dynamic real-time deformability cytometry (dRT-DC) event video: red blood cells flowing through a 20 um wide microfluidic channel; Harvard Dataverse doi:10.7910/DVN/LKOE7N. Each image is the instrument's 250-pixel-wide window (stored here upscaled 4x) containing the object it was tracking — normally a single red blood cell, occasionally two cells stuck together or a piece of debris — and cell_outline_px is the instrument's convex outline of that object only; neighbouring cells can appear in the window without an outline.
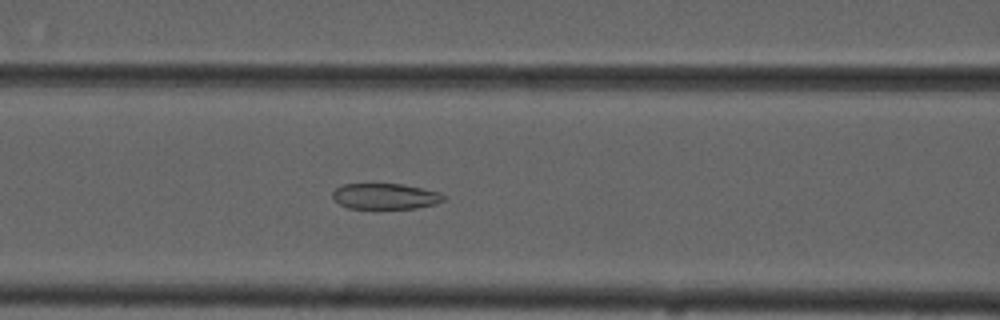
{"species": "common noctule bat (a hibernating species)", "species_latin": "Nyctalus noctula", "temperature_condition": "cold", "stored_images_in_passage": 56, "camera_frame_rate_fps": 3000, "um_per_image_px": 0.085, "animal": {"sex": "male", "forearm_length_mm": 52.5}, "frame": {"image": 1, "passage_image": 24, "time_ms": 7.667, "image_size_px": [1000, 320], "cell_outline_px": [[444, 200], [436, 204], [416, 208], [348, 208], [340, 204], [332, 196], [332, 192], [336, 188], [344, 184], [404, 184], [440, 192], [444, 196]], "centroid_in_image_um": [32.76, 16.68], "position_along_channel_um": 133.8, "area_um2": 16.59}}
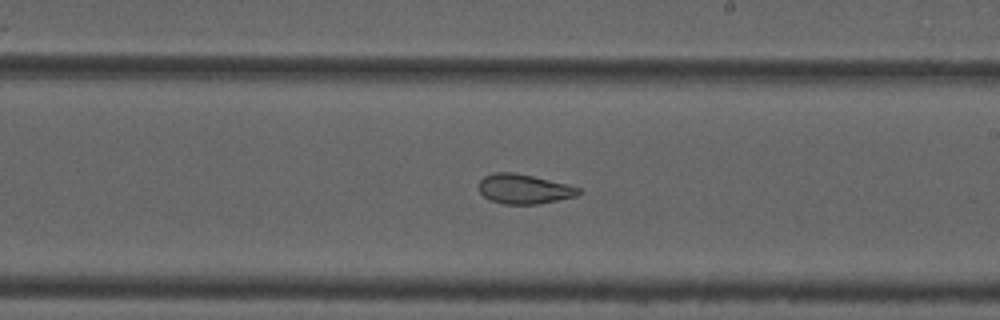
{"frame": {"image": 2, "passage_image": 33, "time_ms": 10.667, "image_size_px": [1000, 320], "cell_outline_px": [[584, 192], [576, 196], [536, 204], [504, 204], [488, 200], [480, 192], [480, 180], [484, 176], [492, 172], [516, 172], [568, 184], [580, 188]], "centroid_in_image_um": [44.55, 16.05], "position_along_channel_um": 244.5, "area_um2": 17.34}}
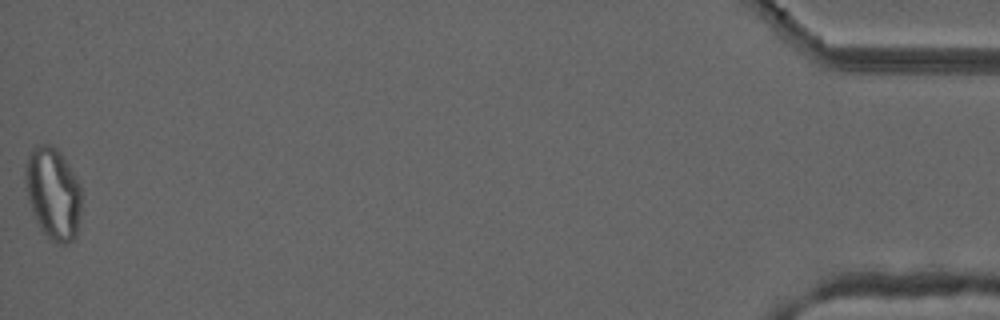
{"frame": {"image": 3, "passage_image": 56, "time_ms": 18.333, "image_size_px": [1000, 320], "cell_outline_px": [[80, 212], [76, 236], [68, 244], [56, 244], [40, 228], [32, 212], [28, 200], [24, 176], [28, 156], [32, 148], [36, 144], [52, 144], [60, 152], [76, 176], [80, 184]], "centroid_in_image_um": [4.5, 16.42], "position_along_channel_um": 430.7, "area_um2": 30.11}, "authors_computed_cell_mechanics": {"area_um2": 22.9466, "velocity_mm_per_s": 3.6894, "shape_relaxation_time_tau1_ms": null, "shape_relaxation_time_tau2_ms": 2.0871, "deformation_change_tau1": null, "deformation_change_tau2": 0.0785}}